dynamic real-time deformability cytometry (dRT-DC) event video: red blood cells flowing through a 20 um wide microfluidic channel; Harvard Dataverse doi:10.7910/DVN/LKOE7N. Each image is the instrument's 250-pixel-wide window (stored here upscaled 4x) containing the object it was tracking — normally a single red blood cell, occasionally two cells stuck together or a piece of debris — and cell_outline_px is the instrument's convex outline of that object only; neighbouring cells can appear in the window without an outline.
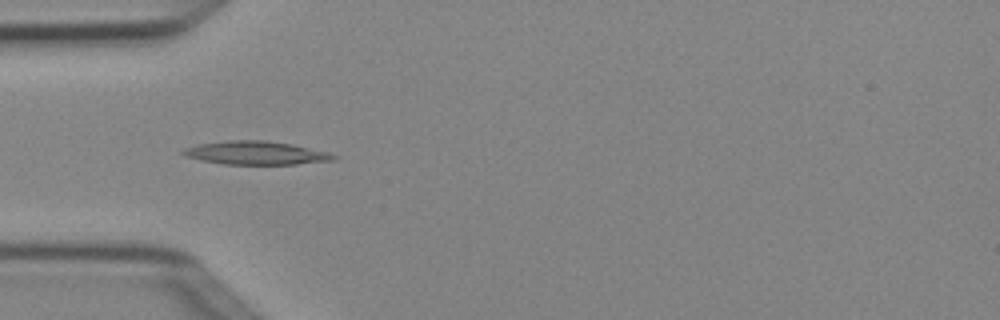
{"species": "Egyptian fruit bat (a non-hibernating species)", "species_latin": "Rousettus aegyptiacus", "temperature_condition": "cold", "stored_images_in_passage": 7, "camera_frame_rate_fps": 3000, "um_per_image_px": 0.085, "animal": {"sex": "female"}, "frame": {"image": 1, "passage_image": 5, "time_ms": 1.333, "image_size_px": [1000, 320], "cell_outline_px": [[340, 156], [336, 160], [296, 164], [224, 164], [200, 160], [188, 156], [180, 152], [184, 148], [196, 144], [228, 140], [264, 140], [292, 144], [328, 152]], "centroid_in_image_um": [21.78, 12.99], "position_along_channel_um": 63.2, "area_um2": 20.58}}
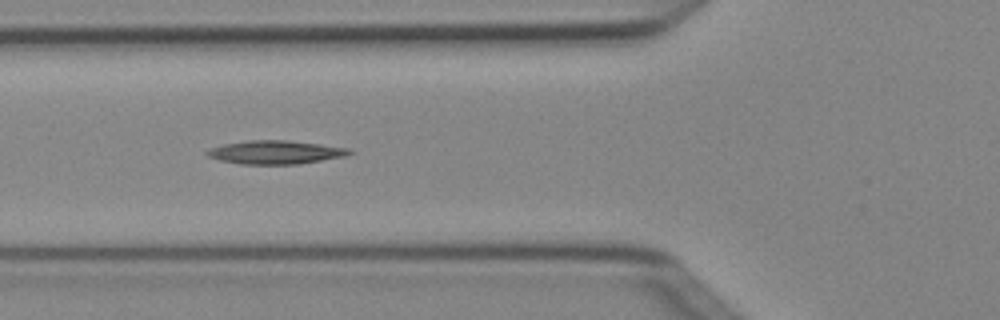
{"frame": {"image": 2, "passage_image": 6, "time_ms": 1.667, "image_size_px": [1000, 320], "cell_outline_px": [[352, 152], [348, 156], [300, 164], [240, 164], [220, 160], [208, 156], [204, 152], [208, 148], [224, 144], [248, 140], [288, 140], [352, 148]], "centroid_in_image_um": [23.44, 12.94], "position_along_channel_um": 102.4, "area_um2": 19.71}}
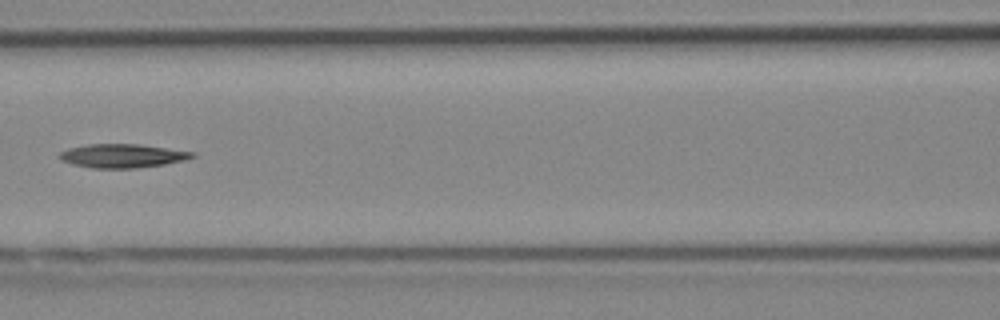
{"frame": {"image": 3, "passage_image": 7, "time_ms": 2.0, "image_size_px": [1000, 320], "cell_outline_px": [[196, 156], [184, 160], [164, 164], [136, 168], [92, 168], [72, 164], [60, 160], [56, 156], [60, 152], [68, 148], [88, 144], [140, 144], [196, 152]], "centroid_in_image_um": [10.38, 13.24], "position_along_channel_um": 156.2, "area_um2": 18.5}}